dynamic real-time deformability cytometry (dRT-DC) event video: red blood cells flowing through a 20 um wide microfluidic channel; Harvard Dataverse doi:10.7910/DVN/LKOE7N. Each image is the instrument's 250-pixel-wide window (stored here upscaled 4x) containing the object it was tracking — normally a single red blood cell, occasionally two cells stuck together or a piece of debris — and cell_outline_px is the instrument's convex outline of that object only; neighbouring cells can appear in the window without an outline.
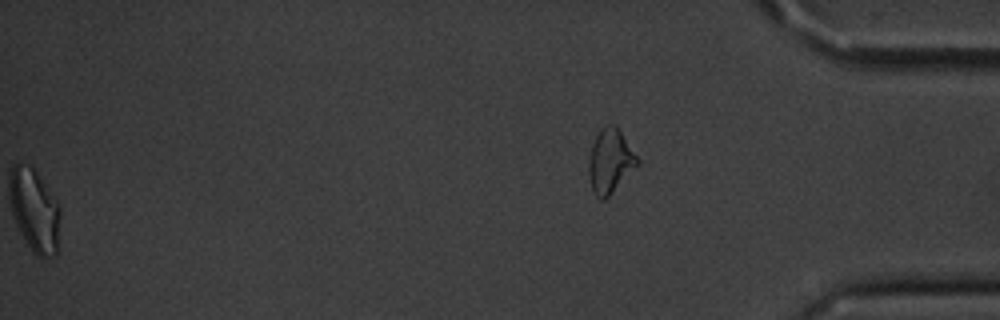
{"species": "common noctule bat (a hibernating species)", "species_latin": "Nyctalus noctula", "temperature_condition": "cold", "stored_images_in_passage": 56, "segment_of_instrument_passage": [2, 2], "camera_frame_rate_fps": 3000, "um_per_image_px": 0.085, "animal": {"sex": "male", "body_mass_g": 20.1, "forearm_length_mm": 53.5}, "frame": {"image": 1, "passage_image": 56, "time_ms": 18.333, "image_size_px": [1000, 320], "cell_outline_px": [[640, 164], [604, 200], [596, 196], [592, 188], [588, 172], [588, 160], [592, 144], [600, 128], [608, 124], [616, 124], [640, 160]], "centroid_in_image_um": [51.88, 13.66], "position_along_channel_um": 383.3, "area_um2": 18.21}}